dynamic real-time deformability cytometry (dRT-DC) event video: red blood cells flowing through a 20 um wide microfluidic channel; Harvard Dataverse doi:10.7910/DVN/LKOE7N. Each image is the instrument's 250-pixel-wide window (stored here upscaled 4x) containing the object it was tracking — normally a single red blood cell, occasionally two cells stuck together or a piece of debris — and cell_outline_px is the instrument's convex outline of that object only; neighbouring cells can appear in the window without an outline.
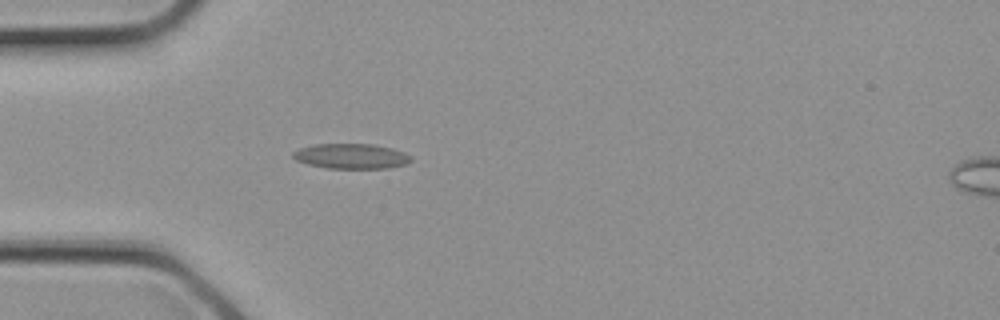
{"species": "common noctule bat (a hibernating species)", "species_latin": "Nyctalus noctula", "temperature_condition": "cold", "stored_images_in_passage": 5, "camera_frame_rate_fps": 3000, "um_per_image_px": 0.085, "animal": {"sex": "female", "body_mass_g": 21.9}, "frame": {"image": 1, "passage_image": 3, "time_ms": 0.667, "image_size_px": [1000, 320], "cell_outline_px": [[412, 160], [408, 164], [388, 168], [328, 168], [308, 164], [296, 160], [292, 156], [292, 152], [300, 148], [316, 144], [372, 144], [392, 148], [404, 152], [412, 156]], "centroid_in_image_um": [29.89, 13.27], "position_along_channel_um": 55.1, "area_um2": 17.28}}
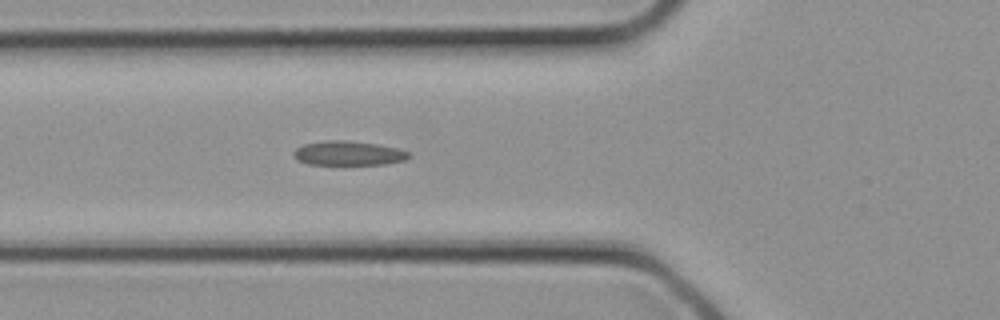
{"frame": {"image": 2, "passage_image": 5, "time_ms": 1.333, "image_size_px": [1000, 320], "cell_outline_px": [[412, 156], [404, 160], [388, 164], [308, 164], [296, 160], [292, 156], [292, 152], [296, 148], [304, 144], [324, 140], [348, 140], [376, 144], [400, 148], [408, 152]], "centroid_in_image_um": [29.6, 13.02], "position_along_channel_um": 96.2, "area_um2": 16.53}}